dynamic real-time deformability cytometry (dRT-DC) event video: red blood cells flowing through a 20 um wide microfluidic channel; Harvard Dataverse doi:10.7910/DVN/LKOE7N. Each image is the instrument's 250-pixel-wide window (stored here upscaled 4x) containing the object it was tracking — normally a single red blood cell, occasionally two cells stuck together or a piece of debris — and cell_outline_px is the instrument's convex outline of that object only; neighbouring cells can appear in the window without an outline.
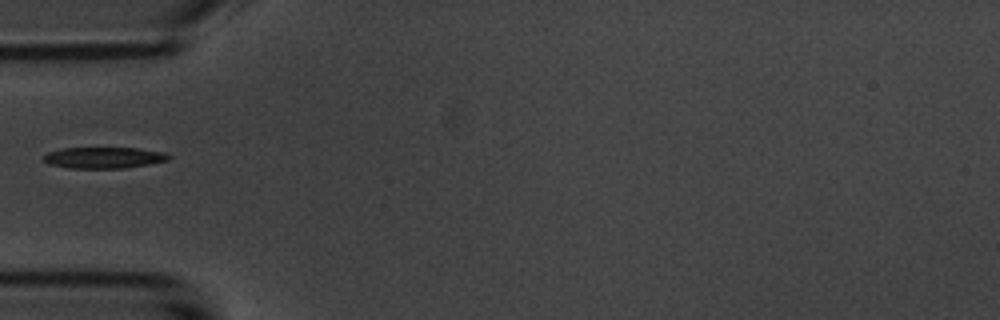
{"species": "common noctule bat (a hibernating species)", "species_latin": "Nyctalus noctula", "temperature_condition": "room temperature", "stored_images_in_passage": 9, "segment_of_instrument_passage": [2, 2], "camera_frame_rate_fps": 3000, "um_per_image_px": 0.085, "animal": {"sex": "male", "body_mass_g": 20.1, "forearm_length_mm": 53.5}, "frame": {"image": 1, "passage_image": 5, "time_ms": 5.667, "image_size_px": [1000, 320], "cell_outline_px": [[172, 156], [168, 160], [148, 164], [124, 168], [68, 168], [48, 164], [44, 160], [44, 156], [48, 152], [64, 148], [136, 148], [164, 152]], "centroid_in_image_um": [8.83, 13.4], "position_along_channel_um": 76.2, "area_um2": 15.37}}
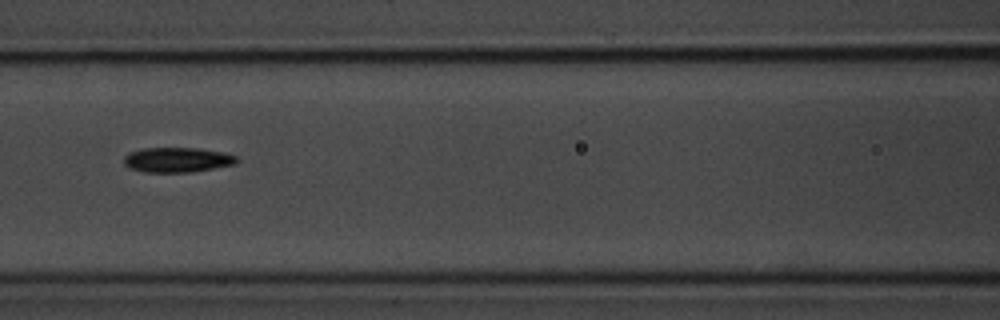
{"frame": {"image": 2, "passage_image": 7, "time_ms": 7.667, "image_size_px": [1000, 320], "cell_outline_px": [[240, 160], [236, 164], [188, 172], [144, 172], [132, 168], [124, 164], [124, 156], [128, 152], [140, 148], [200, 148], [224, 152], [236, 156]], "centroid_in_image_um": [15.07, 13.57], "position_along_channel_um": 151.5, "area_um2": 16.42}}
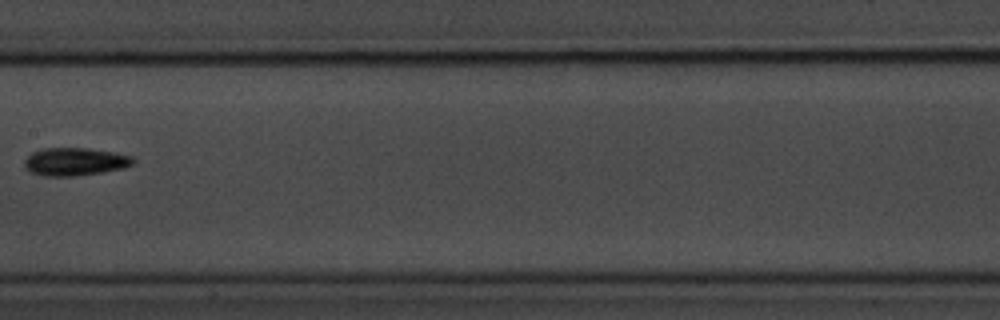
{"frame": {"image": 3, "passage_image": 8, "time_ms": 9.0, "image_size_px": [1000, 320], "cell_outline_px": [[136, 160], [132, 164], [124, 168], [104, 172], [76, 176], [44, 176], [32, 172], [24, 168], [24, 160], [32, 152], [40, 148], [88, 148], [112, 152], [132, 156]], "centroid_in_image_um": [6.36, 13.74], "position_along_channel_um": 201.0, "area_um2": 17.8}}